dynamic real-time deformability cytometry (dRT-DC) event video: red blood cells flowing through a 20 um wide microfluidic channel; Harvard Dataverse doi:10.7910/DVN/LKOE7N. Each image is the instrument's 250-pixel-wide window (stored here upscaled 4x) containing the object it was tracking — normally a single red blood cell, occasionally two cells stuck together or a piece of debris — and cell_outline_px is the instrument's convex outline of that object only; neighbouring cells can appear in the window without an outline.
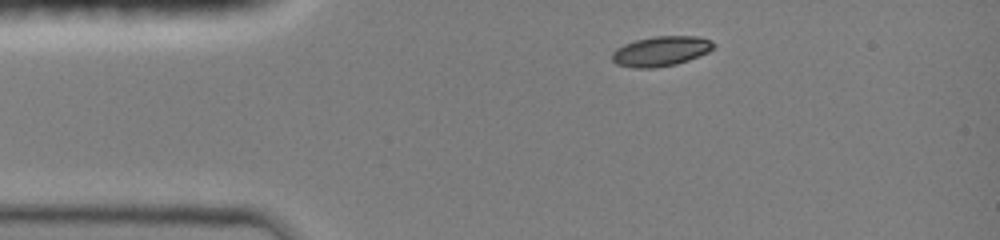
{"species": "common noctule bat (a hibernating species)", "species_latin": "Nyctalus noctula", "temperature_condition": "room temperature", "stored_images_in_passage": 4, "camera_frame_rate_fps": 3000, "um_per_image_px": 0.085, "animal": {"sex": "female", "body_mass_g": 19.0, "forearm_length_mm": 51.5}, "frame": {"image": 1, "passage_image": 1, "time_ms": 0.0, "image_size_px": [1000, 240], "cell_outline_px": [[716, 44], [708, 52], [688, 60], [676, 64], [652, 68], [632, 68], [616, 64], [612, 60], [612, 52], [616, 48], [624, 44], [636, 40], [656, 36], [700, 36], [712, 40]], "centroid_in_image_um": [56.17, 4.35], "position_along_channel_um": 28.8, "area_um2": 17.74}}
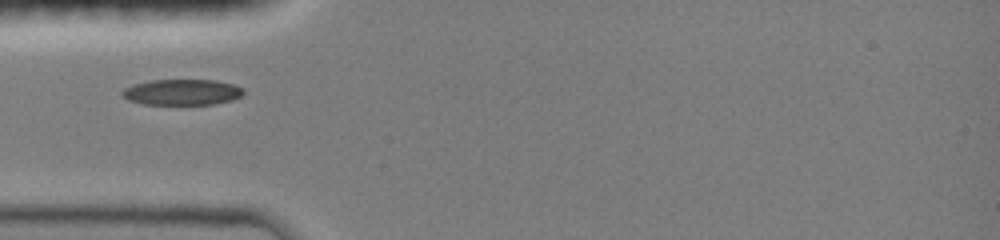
{"frame": {"image": 2, "passage_image": 3, "time_ms": 2.0, "image_size_px": [1000, 240], "cell_outline_px": [[244, 92], [240, 96], [232, 100], [212, 104], [144, 104], [128, 100], [120, 92], [124, 88], [132, 84], [152, 80], [216, 80], [232, 84], [244, 88]], "centroid_in_image_um": [15.46, 7.83], "position_along_channel_um": 69.5, "area_um2": 18.21}}
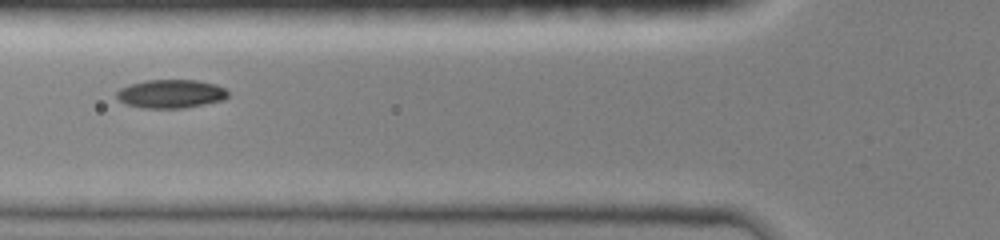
{"frame": {"image": 3, "passage_image": 4, "time_ms": 3.0, "image_size_px": [1000, 240], "cell_outline_px": [[228, 96], [224, 100], [184, 108], [144, 108], [124, 104], [116, 96], [116, 92], [120, 88], [132, 84], [148, 80], [196, 80], [216, 84], [224, 88], [228, 92]], "centroid_in_image_um": [14.53, 7.98], "position_along_channel_um": 111.3, "area_um2": 18.5}}